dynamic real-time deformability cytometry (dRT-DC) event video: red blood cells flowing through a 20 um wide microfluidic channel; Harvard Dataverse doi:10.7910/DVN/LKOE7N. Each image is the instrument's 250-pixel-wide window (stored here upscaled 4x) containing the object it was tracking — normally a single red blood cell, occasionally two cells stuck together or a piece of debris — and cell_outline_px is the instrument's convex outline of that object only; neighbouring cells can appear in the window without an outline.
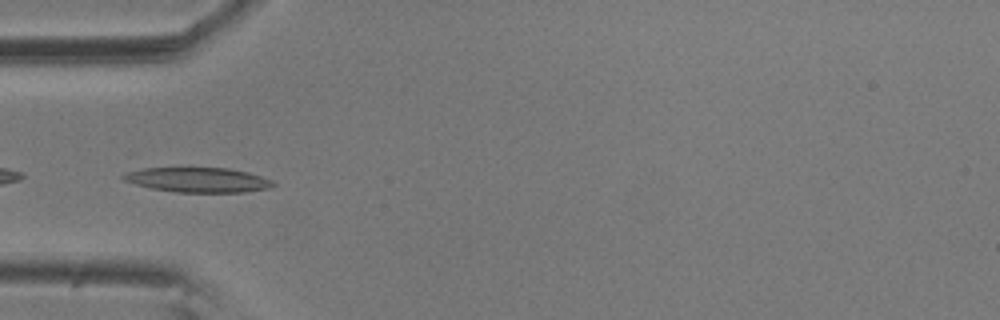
{"species": "common noctule bat (a hibernating species)", "species_latin": "Nyctalus noctula", "temperature_condition": "room temperature", "stored_images_in_passage": 10, "camera_frame_rate_fps": 3000, "um_per_image_px": 0.085, "animal": {"sex": "male", "body_mass_g": 20.5, "forearm_length_mm": 52.5}, "frame": {"image": 1, "passage_image": 4, "time_ms": 1.0, "image_size_px": [1000, 320], "cell_outline_px": [[276, 184], [268, 188], [244, 192], [176, 192], [152, 188], [136, 184], [124, 180], [120, 176], [124, 172], [144, 168], [228, 168], [248, 172], [272, 180]], "centroid_in_image_um": [16.81, 15.28], "position_along_channel_um": 68.2, "area_um2": 21.5}}
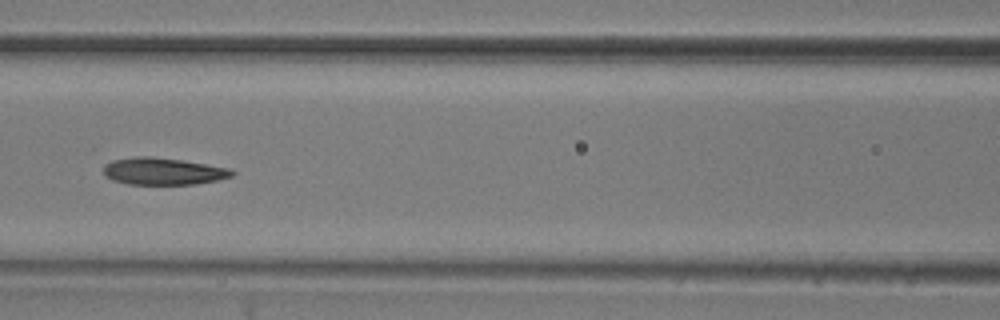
{"frame": {"image": 2, "passage_image": 6, "time_ms": 1.667, "image_size_px": [1000, 320], "cell_outline_px": [[236, 172], [232, 176], [216, 180], [196, 184], [128, 184], [112, 180], [104, 172], [104, 164], [112, 160], [136, 156], [148, 156], [180, 160], [228, 168]], "centroid_in_image_um": [13.84, 14.56], "position_along_channel_um": 152.8, "area_um2": 20.0}}
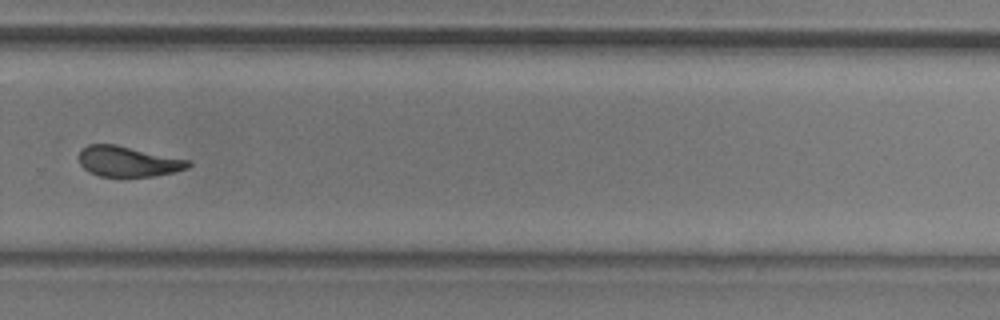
{"frame": {"image": 3, "passage_image": 10, "time_ms": 3.0, "image_size_px": [1000, 320], "cell_outline_px": [[192, 164], [188, 168], [172, 172], [152, 176], [100, 176], [88, 172], [80, 164], [80, 148], [88, 144], [116, 144], [192, 160]], "centroid_in_image_um": [10.9, 13.71], "position_along_channel_um": 318.9, "area_um2": 19.48}}